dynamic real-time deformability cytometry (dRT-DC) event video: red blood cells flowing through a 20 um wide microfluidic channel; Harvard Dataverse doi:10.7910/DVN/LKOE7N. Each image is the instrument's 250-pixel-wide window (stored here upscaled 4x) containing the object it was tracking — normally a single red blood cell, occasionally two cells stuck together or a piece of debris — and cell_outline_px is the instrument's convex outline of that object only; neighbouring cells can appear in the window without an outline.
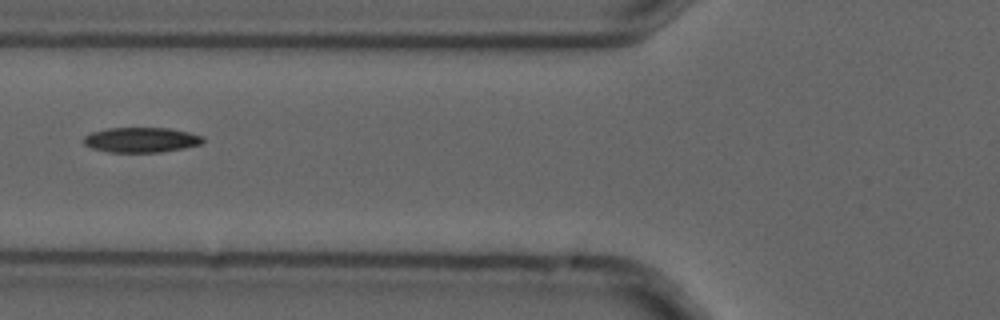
{"species": "common noctule bat (a hibernating species)", "species_latin": "Nyctalus noctula", "temperature_condition": "cold", "stored_images_in_passage": 9, "camera_frame_rate_fps": 3000, "um_per_image_px": 0.085, "animal": {"sex": "male", "forearm_length_mm": 52.5}, "frame": {"image": 1, "passage_image": 6, "time_ms": 1.667, "image_size_px": [1000, 320], "cell_outline_px": [[204, 140], [200, 144], [184, 148], [160, 152], [108, 152], [92, 148], [84, 144], [80, 140], [84, 136], [92, 132], [108, 128], [168, 128], [188, 132], [204, 136]], "centroid_in_image_um": [11.97, 11.89], "position_along_channel_um": 113.8, "area_um2": 17.46}}
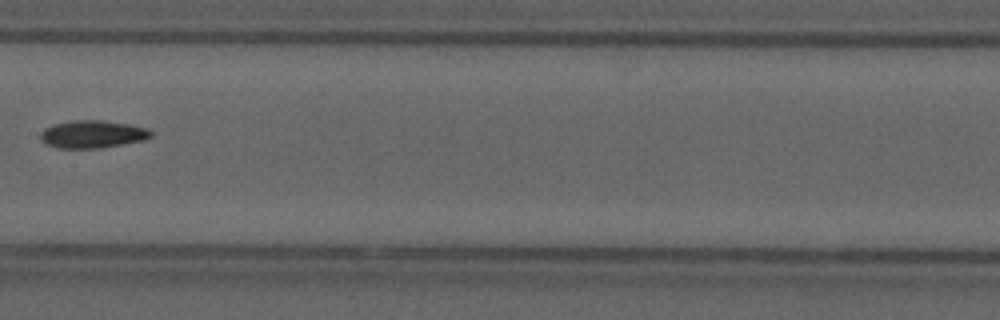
{"frame": {"image": 2, "passage_image": 8, "time_ms": 2.333, "image_size_px": [1000, 320], "cell_outline_px": [[152, 136], [144, 140], [96, 148], [56, 148], [44, 144], [40, 140], [40, 132], [44, 128], [52, 124], [72, 120], [104, 120], [128, 124], [148, 128], [152, 132]], "centroid_in_image_um": [7.8, 11.4], "position_along_channel_um": 199.6, "area_um2": 17.92}}
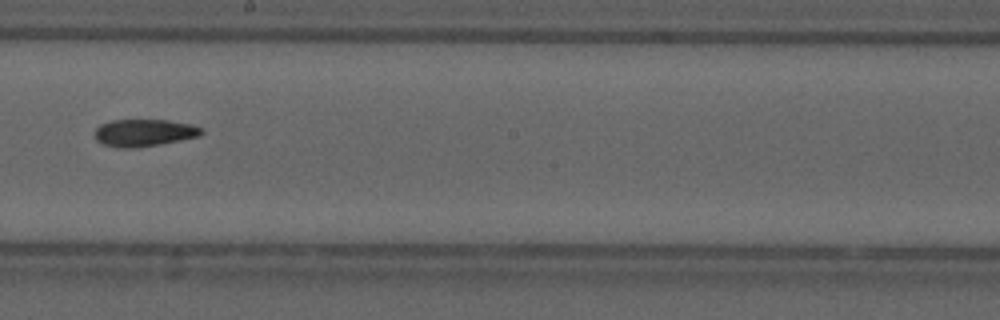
{"frame": {"image": 3, "passage_image": 9, "time_ms": 2.667, "image_size_px": [1000, 320], "cell_outline_px": [[204, 132], [200, 136], [160, 144], [136, 148], [116, 148], [104, 144], [96, 140], [96, 128], [100, 124], [112, 120], [168, 120], [188, 124], [200, 128]], "centroid_in_image_um": [12.22, 11.29], "position_along_channel_um": 236.0, "area_um2": 16.82}}